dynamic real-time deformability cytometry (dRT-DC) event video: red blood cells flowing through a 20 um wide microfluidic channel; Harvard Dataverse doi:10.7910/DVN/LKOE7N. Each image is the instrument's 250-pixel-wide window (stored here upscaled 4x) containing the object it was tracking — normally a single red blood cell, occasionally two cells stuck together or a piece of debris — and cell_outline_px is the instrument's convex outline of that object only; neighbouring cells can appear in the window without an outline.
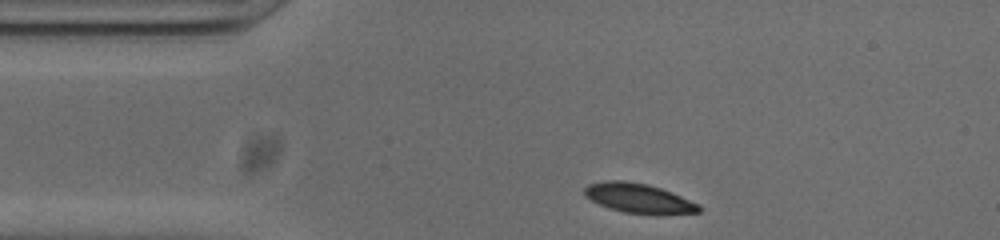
{"species": "common noctule bat (a hibernating species)", "species_latin": "Nyctalus noctula", "temperature_condition": "cold", "stored_images_in_passage": 34, "camera_frame_rate_fps": 3000, "um_per_image_px": 0.085, "animal": {"sex": "male", "body_mass_g": 20.0, "forearm_length_mm": 53.3}, "frame": {"image": 1, "passage_image": 1, "time_ms": 0.0, "image_size_px": [1000, 240], "cell_outline_px": [[700, 212], [624, 212], [608, 208], [584, 196], [584, 188], [588, 184], [608, 180], [624, 180], [648, 184], [672, 192], [700, 204]], "centroid_in_image_um": [54.22, 16.8], "position_along_channel_um": 30.8, "area_um2": 19.02}}
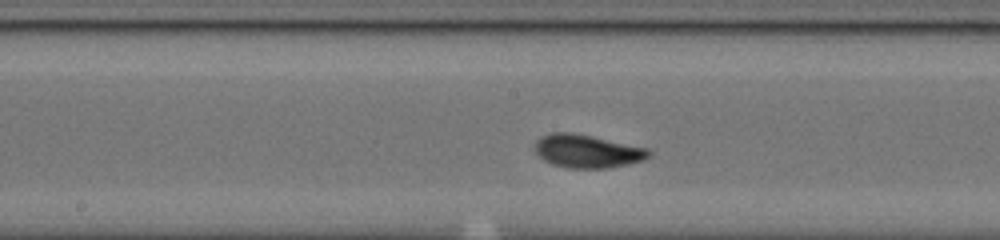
{"frame": {"image": 2, "passage_image": 17, "time_ms": 5.333, "image_size_px": [1000, 240], "cell_outline_px": [[652, 152], [644, 160], [608, 168], [568, 168], [552, 164], [544, 160], [532, 148], [532, 144], [540, 136], [552, 132], [568, 132], [648, 148]], "centroid_in_image_um": [49.85, 12.85], "position_along_channel_um": 198.4, "area_um2": 21.91}}
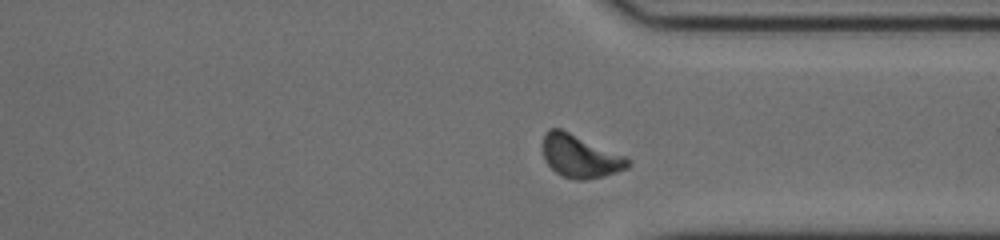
{"frame": {"image": 3, "passage_image": 30, "time_ms": 9.667, "image_size_px": [1000, 240], "cell_outline_px": [[628, 168], [604, 176], [584, 180], [576, 180], [560, 176], [544, 160], [540, 148], [544, 136], [548, 128], [560, 128], [624, 156], [628, 160]], "centroid_in_image_um": [49.22, 13.29], "position_along_channel_um": 362.2, "area_um2": 21.15}, "authors_computed_cell_mechanics": {"area_um2": 21.0681, "velocity_mm_per_s": 3.8041, "shape_relaxation_time_tau1_ms": 3.9221, "shape_relaxation_time_tau2_ms": 0.7732, "deformation_change_tau1": 0.1422, "deformation_change_tau2": 0.038}}